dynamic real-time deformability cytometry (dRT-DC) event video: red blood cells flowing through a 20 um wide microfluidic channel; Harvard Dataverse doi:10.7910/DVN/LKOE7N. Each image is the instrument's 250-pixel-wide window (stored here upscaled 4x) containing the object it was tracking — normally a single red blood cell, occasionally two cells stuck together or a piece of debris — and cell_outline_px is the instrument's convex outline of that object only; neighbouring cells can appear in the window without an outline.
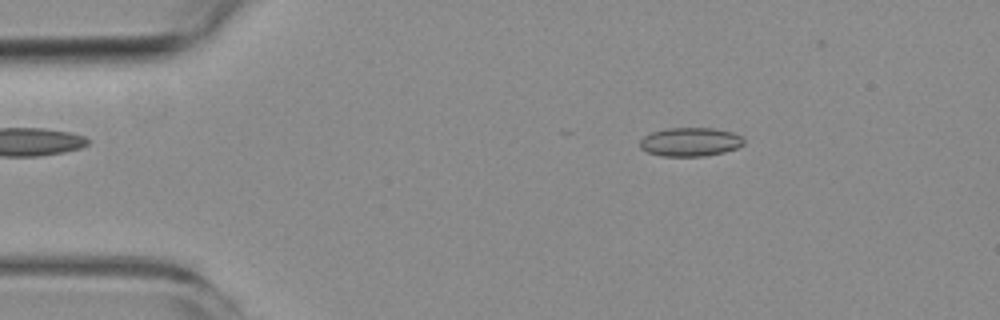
{"species": "common noctule bat (a hibernating species)", "species_latin": "Nyctalus noctula", "temperature_condition": "room temperature", "stored_images_in_passage": 4, "camera_frame_rate_fps": 3000, "um_per_image_px": 0.085, "animal": {"sex": "female", "body_mass_g": 19.3, "forearm_length_mm": 54.1}, "frame": {"image": 1, "passage_image": 2, "time_ms": 1.333, "image_size_px": [1000, 320], "cell_outline_px": [[744, 144], [736, 148], [724, 152], [704, 156], [660, 156], [644, 152], [640, 148], [640, 140], [644, 136], [652, 132], [668, 128], [716, 128], [732, 132], [740, 136], [744, 140]], "centroid_in_image_um": [58.64, 12.07], "position_along_channel_um": 26.4, "area_um2": 17.51}}
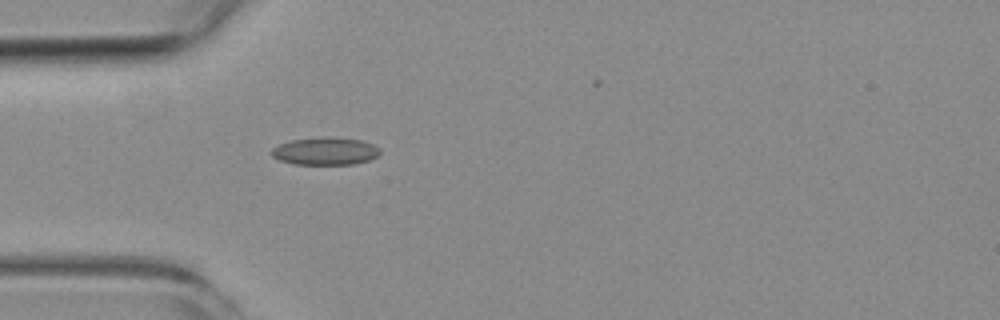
{"frame": {"image": 2, "passage_image": 4, "time_ms": 3.667, "image_size_px": [1000, 320], "cell_outline_px": [[380, 152], [376, 156], [368, 160], [352, 164], [292, 164], [280, 160], [272, 156], [272, 148], [280, 144], [292, 140], [360, 140], [372, 144], [380, 148]], "centroid_in_image_um": [27.63, 12.91], "position_along_channel_um": 57.4, "area_um2": 16.3}}